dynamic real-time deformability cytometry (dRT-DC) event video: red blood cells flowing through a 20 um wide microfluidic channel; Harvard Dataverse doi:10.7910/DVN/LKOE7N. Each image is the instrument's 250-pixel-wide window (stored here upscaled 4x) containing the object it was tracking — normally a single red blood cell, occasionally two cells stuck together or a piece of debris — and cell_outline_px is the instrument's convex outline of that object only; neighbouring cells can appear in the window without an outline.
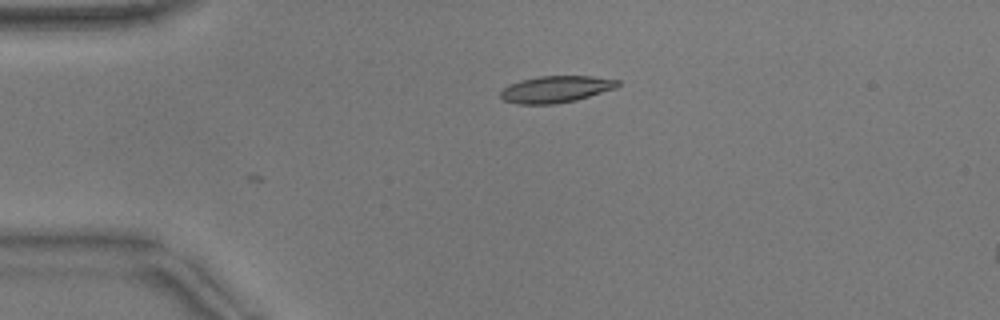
{"species": "common noctule bat (a hibernating species)", "species_latin": "Nyctalus noctula", "temperature_condition": "warm", "stored_images_in_passage": 12, "camera_frame_rate_fps": 3000, "um_per_image_px": 0.085, "animal": {"sex": "male", "body_mass_g": 17.9}, "frame": {"image": 1, "passage_image": 12, "time_ms": 3.667, "image_size_px": [1000, 320], "cell_outline_px": [[620, 84], [616, 88], [576, 100], [556, 104], [516, 104], [504, 100], [500, 96], [500, 92], [504, 88], [520, 80], [540, 76], [592, 76], [620, 80]], "centroid_in_image_um": [47.27, 7.58], "position_along_channel_um": 37.7, "area_um2": 18.21}}